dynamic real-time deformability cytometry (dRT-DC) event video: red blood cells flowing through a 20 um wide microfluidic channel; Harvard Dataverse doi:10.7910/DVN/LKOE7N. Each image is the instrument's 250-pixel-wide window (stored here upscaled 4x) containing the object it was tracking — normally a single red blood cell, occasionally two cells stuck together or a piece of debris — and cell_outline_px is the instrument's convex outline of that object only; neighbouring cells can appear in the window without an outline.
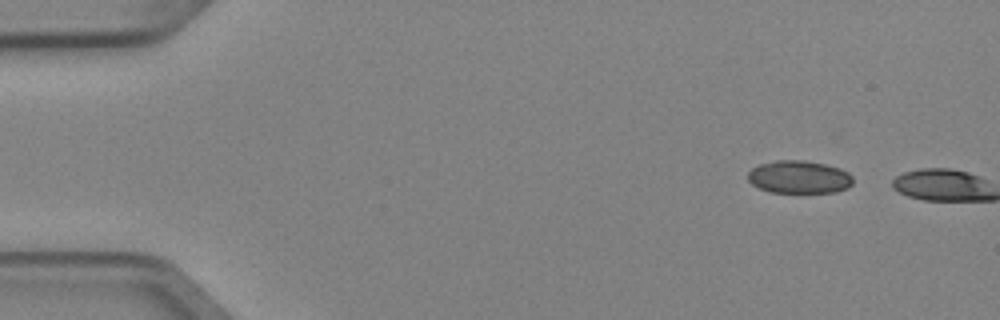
{"species": "Egyptian fruit bat (a non-hibernating species)", "species_latin": "Rousettus aegyptiacus", "temperature_condition": "cold", "stored_images_in_passage": 2, "camera_frame_rate_fps": 3000, "um_per_image_px": 0.085, "animal": {"sex": "female"}, "frame": {"image": 1, "passage_image": 1, "time_ms": 0.0, "image_size_px": [1000, 320], "cell_outline_px": [[852, 184], [848, 188], [836, 192], [772, 192], [760, 188], [752, 184], [748, 180], [748, 172], [752, 168], [760, 164], [776, 160], [804, 160], [824, 164], [840, 168], [848, 172], [852, 176]], "centroid_in_image_um": [67.93, 15.04], "position_along_channel_um": 17.1, "area_um2": 20.06}}